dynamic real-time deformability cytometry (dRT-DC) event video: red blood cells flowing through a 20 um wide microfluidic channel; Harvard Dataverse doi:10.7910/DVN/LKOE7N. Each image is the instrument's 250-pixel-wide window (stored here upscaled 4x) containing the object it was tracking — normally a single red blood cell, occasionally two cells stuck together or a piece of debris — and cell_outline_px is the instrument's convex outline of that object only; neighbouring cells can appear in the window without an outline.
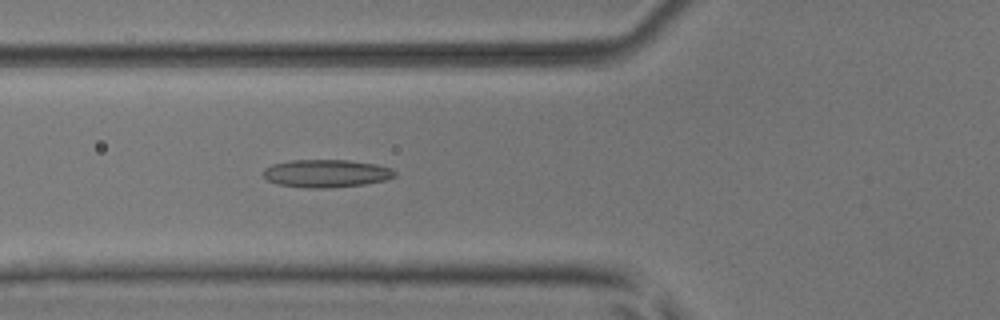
{"species": "common noctule bat (a hibernating species)", "species_latin": "Nyctalus noctula", "temperature_condition": "room temperature", "stored_images_in_passage": 47, "camera_frame_rate_fps": 3000, "um_per_image_px": 0.085, "animal": {"sex": "male", "body_mass_g": 17.9, "forearm_length_mm": 54.2}, "frame": {"image": 1, "passage_image": 16, "time_ms": 5.0, "image_size_px": [1000, 320], "cell_outline_px": [[396, 176], [384, 180], [364, 184], [328, 188], [308, 188], [276, 184], [268, 180], [260, 172], [264, 168], [272, 164], [292, 160], [348, 160], [376, 164], [392, 168], [396, 172]], "centroid_in_image_um": [27.71, 14.74], "position_along_channel_um": 98.1, "area_um2": 21.44}}
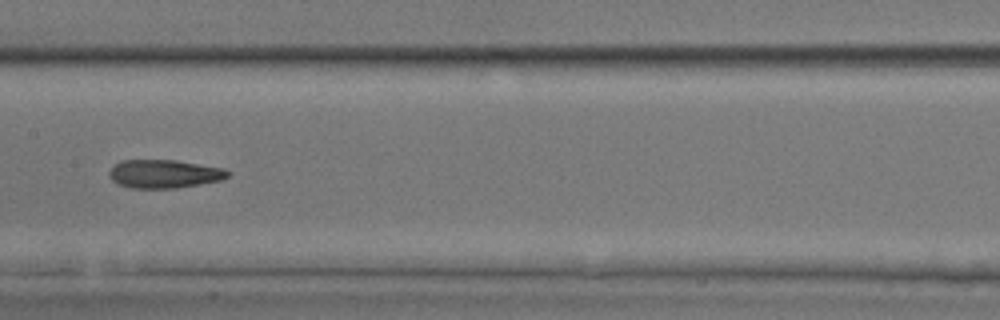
{"frame": {"image": 2, "passage_image": 23, "time_ms": 7.333, "image_size_px": [1000, 320], "cell_outline_px": [[232, 172], [228, 176], [220, 180], [200, 184], [176, 188], [132, 188], [120, 184], [112, 180], [108, 176], [108, 172], [120, 160], [176, 160], [224, 168]], "centroid_in_image_um": [13.97, 14.77], "position_along_channel_um": 193.4, "area_um2": 19.59}}
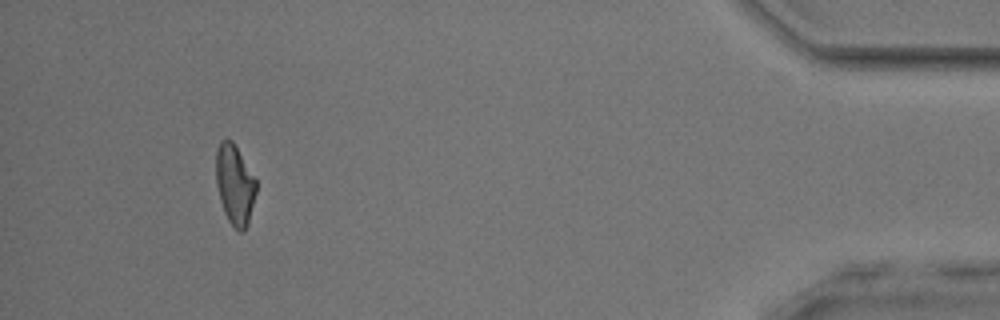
{"frame": {"image": 3, "passage_image": 44, "time_ms": 14.333, "image_size_px": [1000, 320], "cell_outline_px": [[256, 192], [248, 224], [244, 232], [240, 232], [228, 220], [224, 212], [220, 200], [216, 184], [216, 148], [220, 140], [232, 140], [256, 180]], "centroid_in_image_um": [19.94, 15.7], "position_along_channel_um": 415.3, "area_um2": 18.61}, "authors_computed_cell_mechanics": {"area_um2": 19.941, "velocity_mm_per_s": 4.0884, "shape_relaxation_time_tau1_ms": 5.8502, "shape_relaxation_time_tau2_ms": 3.3139, "deformation_change_tau1": 0.1658, "deformation_change_tau2": 0.1251}}